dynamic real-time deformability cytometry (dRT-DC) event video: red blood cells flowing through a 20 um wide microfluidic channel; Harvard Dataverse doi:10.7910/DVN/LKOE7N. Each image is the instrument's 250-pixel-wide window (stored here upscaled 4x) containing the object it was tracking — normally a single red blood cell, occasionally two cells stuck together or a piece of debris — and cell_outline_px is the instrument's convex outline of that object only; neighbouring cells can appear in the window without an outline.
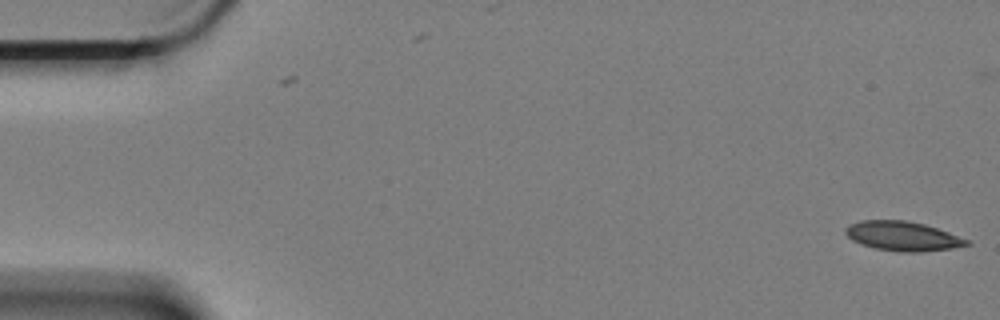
{"species": "Egyptian fruit bat (a non-hibernating species)", "species_latin": "Rousettus aegyptiacus", "temperature_condition": "cold", "stored_images_in_passage": 4, "camera_frame_rate_fps": 3000, "um_per_image_px": 0.085, "animal": {"sex": "female"}, "frame": {"image": 1, "passage_image": 4, "time_ms": 1.0, "image_size_px": [1000, 320], "cell_outline_px": [[972, 244], [952, 248], [920, 252], [900, 252], [876, 248], [860, 244], [852, 240], [844, 232], [844, 228], [848, 224], [860, 220], [904, 220], [924, 224], [948, 232], [968, 240]], "centroid_in_image_um": [76.68, 20.06], "position_along_channel_um": 8.3, "area_um2": 20.75}}